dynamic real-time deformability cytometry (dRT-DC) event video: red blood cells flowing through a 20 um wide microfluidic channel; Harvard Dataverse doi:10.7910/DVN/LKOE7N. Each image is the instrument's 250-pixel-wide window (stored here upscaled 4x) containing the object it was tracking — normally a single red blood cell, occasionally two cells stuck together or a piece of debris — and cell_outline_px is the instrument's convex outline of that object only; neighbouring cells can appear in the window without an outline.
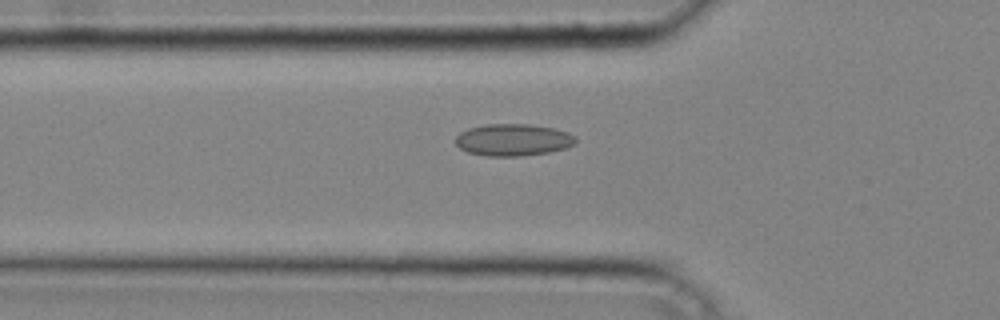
{"species": "common noctule bat (a hibernating species)", "species_latin": "Nyctalus noctula", "temperature_condition": "cold", "stored_images_in_passage": 33, "camera_frame_rate_fps": 3000, "um_per_image_px": 0.085, "animal": {"sex": "male", "body_mass_g": 20.4}, "frame": {"image": 1, "passage_image": 10, "time_ms": 3.0, "image_size_px": [1000, 320], "cell_outline_px": [[576, 144], [564, 148], [548, 152], [520, 156], [488, 156], [468, 152], [460, 148], [456, 144], [456, 136], [460, 132], [468, 128], [484, 124], [528, 124], [552, 128], [568, 132], [576, 136]], "centroid_in_image_um": [43.61, 11.88], "position_along_channel_um": 82.2, "area_um2": 22.37}}
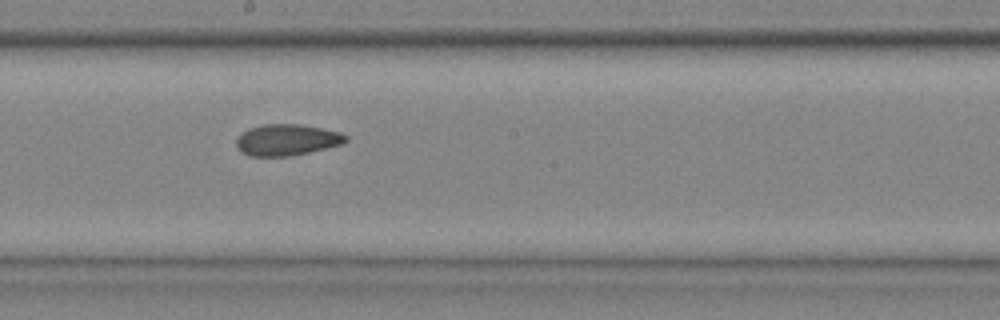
{"frame": {"image": 2, "passage_image": 19, "time_ms": 6.0, "image_size_px": [1000, 320], "cell_outline_px": [[348, 140], [344, 144], [292, 156], [252, 156], [240, 152], [236, 144], [236, 140], [240, 132], [248, 128], [264, 124], [300, 124], [340, 132], [348, 136]], "centroid_in_image_um": [24.38, 11.89], "position_along_channel_um": 223.8, "area_um2": 20.17}}
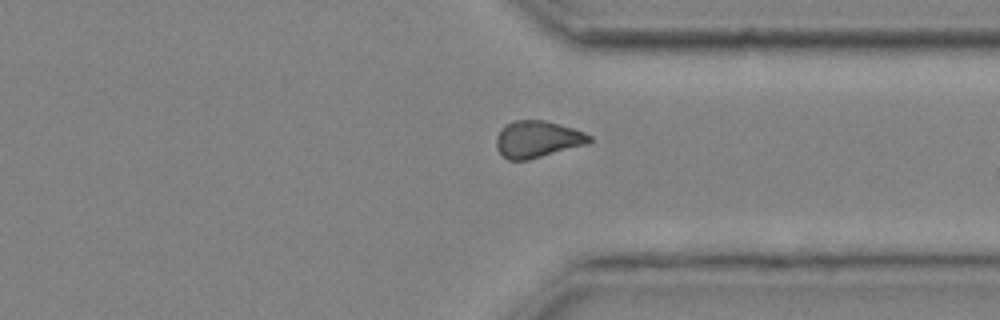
{"frame": {"image": 3, "passage_image": 28, "time_ms": 9.0, "image_size_px": [1000, 320], "cell_outline_px": [[592, 140], [588, 144], [528, 160], [508, 160], [496, 148], [496, 136], [500, 128], [504, 124], [512, 120], [544, 120], [560, 124], [584, 132], [592, 136]], "centroid_in_image_um": [45.66, 11.82], "position_along_channel_um": 365.7, "area_um2": 20.17}}